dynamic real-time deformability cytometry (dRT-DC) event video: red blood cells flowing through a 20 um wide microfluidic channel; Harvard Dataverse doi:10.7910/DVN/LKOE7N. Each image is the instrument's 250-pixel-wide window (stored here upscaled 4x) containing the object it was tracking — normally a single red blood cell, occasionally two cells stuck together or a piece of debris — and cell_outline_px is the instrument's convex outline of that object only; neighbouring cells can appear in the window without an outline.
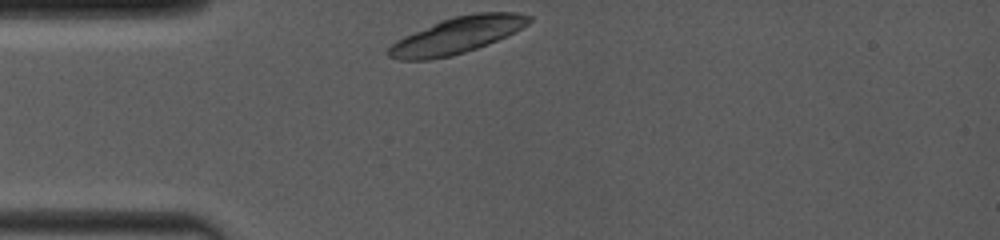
{"species": "common noctule bat (a hibernating species)", "species_latin": "Nyctalus noctula", "temperature_condition": "room temperature", "stored_images_in_passage": 5, "camera_frame_rate_fps": 4000, "um_per_image_px": 0.085, "animal": {"sex": "female", "body_mass_g": 19.0, "forearm_length_mm": 53.3}, "frame": {"image": 1, "passage_image": 1, "time_ms": 0.0, "image_size_px": [1000, 240], "cell_outline_px": [[532, 20], [528, 24], [488, 44], [452, 56], [428, 60], [400, 60], [388, 56], [388, 48], [396, 40], [404, 36], [440, 20], [456, 16], [476, 12], [516, 12], [532, 16]], "centroid_in_image_um": [38.83, 3.0], "position_along_channel_um": 46.2, "area_um2": 29.48}}